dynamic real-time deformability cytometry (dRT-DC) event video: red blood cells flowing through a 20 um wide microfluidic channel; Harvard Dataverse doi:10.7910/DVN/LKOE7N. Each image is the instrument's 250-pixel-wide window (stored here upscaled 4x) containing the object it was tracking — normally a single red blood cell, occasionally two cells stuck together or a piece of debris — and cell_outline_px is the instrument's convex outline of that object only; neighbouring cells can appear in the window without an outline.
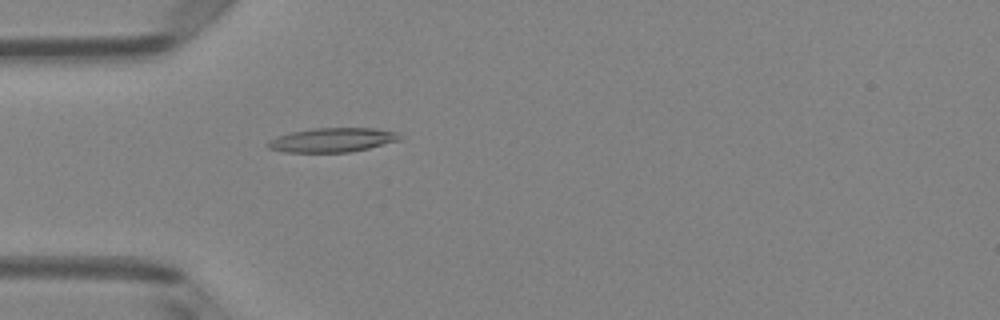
{"species": "Egyptian fruit bat (a non-hibernating species)", "species_latin": "Rousettus aegyptiacus", "temperature_condition": "room temperature", "stored_images_in_passage": 50, "camera_frame_rate_fps": 3000, "um_per_image_px": 0.085, "animal": {"sex": "female"}, "frame": {"image": 1, "passage_image": 15, "time_ms": 4.667, "image_size_px": [1000, 320], "cell_outline_px": [[400, 140], [368, 148], [348, 152], [280, 152], [268, 148], [264, 144], [268, 140], [276, 136], [292, 132], [312, 128], [376, 128], [400, 132]], "centroid_in_image_um": [28.2, 11.89], "position_along_channel_um": 56.8, "area_um2": 18.79}}
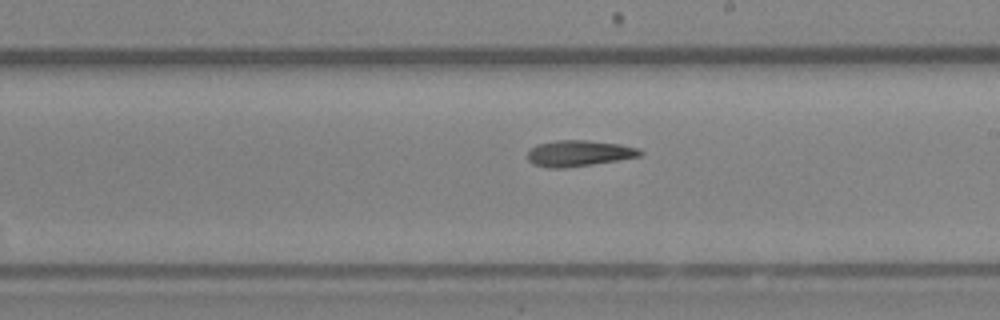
{"frame": {"image": 2, "passage_image": 29, "time_ms": 9.333, "image_size_px": [1000, 320], "cell_outline_px": [[644, 152], [640, 156], [592, 164], [564, 168], [548, 168], [532, 164], [528, 160], [528, 152], [536, 144], [556, 140], [588, 140], [620, 144], [640, 148]], "centroid_in_image_um": [49.2, 13.02], "position_along_channel_um": 239.8, "area_um2": 17.11}}
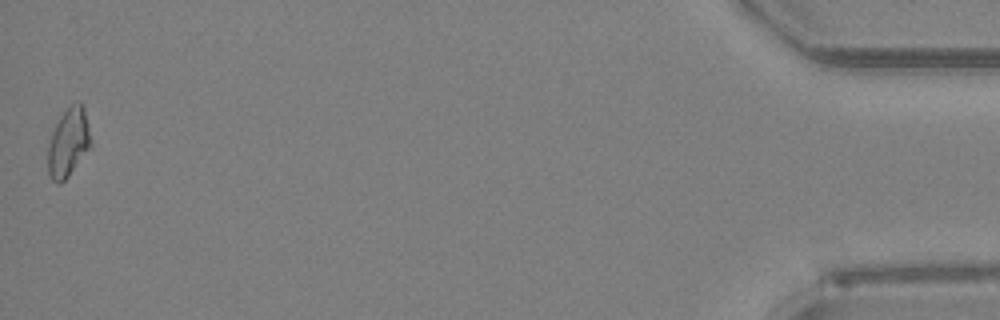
{"frame": {"image": 3, "passage_image": 50, "time_ms": 16.333, "image_size_px": [1000, 320], "cell_outline_px": [[92, 148], [68, 176], [60, 184], [56, 184], [48, 176], [48, 144], [52, 132], [60, 116], [76, 100], [80, 100], [84, 104], [92, 144]], "centroid_in_image_um": [5.84, 12.12], "position_along_channel_um": 429.4, "area_um2": 17.57}}